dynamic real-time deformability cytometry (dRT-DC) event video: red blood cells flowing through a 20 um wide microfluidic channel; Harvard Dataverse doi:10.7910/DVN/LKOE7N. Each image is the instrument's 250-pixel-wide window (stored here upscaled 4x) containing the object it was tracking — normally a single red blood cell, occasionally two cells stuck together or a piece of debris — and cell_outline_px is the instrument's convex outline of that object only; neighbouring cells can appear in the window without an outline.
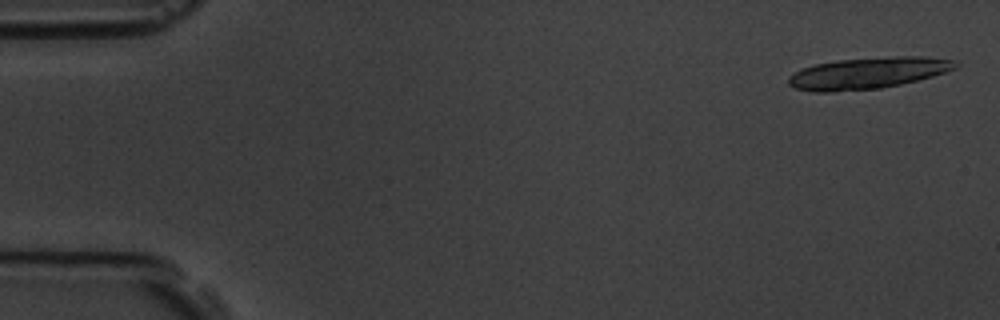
{"species": "common noctule bat (a hibernating species)", "species_latin": "Nyctalus noctula", "temperature_condition": "room temperature", "stored_images_in_passage": 6, "camera_frame_rate_fps": 3000, "um_per_image_px": 0.085, "animal": {"sex": "male", "body_mass_g": 19.5, "forearm_length_mm": 54.6}, "frame": {"image": 1, "passage_image": 1, "time_ms": 0.0, "image_size_px": [1000, 320], "cell_outline_px": [[956, 68], [932, 76], [900, 84], [880, 88], [832, 92], [812, 92], [796, 88], [788, 84], [788, 76], [800, 68], [812, 64], [836, 60], [896, 56], [924, 56], [956, 60]], "centroid_in_image_um": [73.71, 6.2], "position_along_channel_um": 11.3, "area_um2": 30.69}}
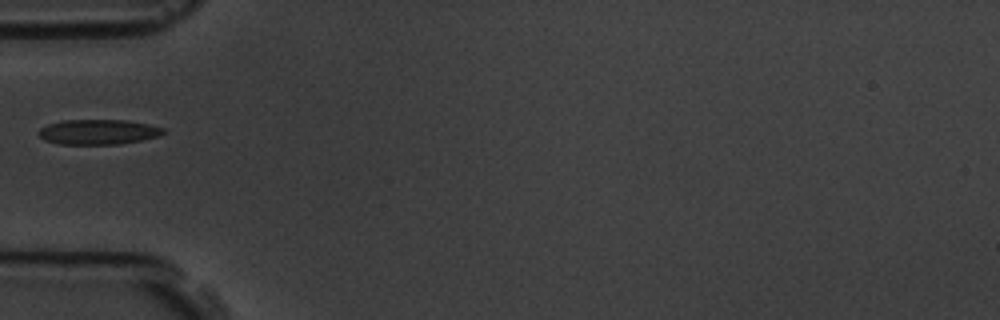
{"frame": {"image": 2, "passage_image": 6, "time_ms": 5.667, "image_size_px": [1000, 320], "cell_outline_px": [[164, 132], [156, 136], [140, 140], [120, 144], [60, 144], [44, 140], [36, 132], [40, 128], [48, 124], [64, 120], [128, 120], [148, 124], [164, 128]], "centroid_in_image_um": [8.3, 11.21], "position_along_channel_um": 76.7, "area_um2": 18.09}}